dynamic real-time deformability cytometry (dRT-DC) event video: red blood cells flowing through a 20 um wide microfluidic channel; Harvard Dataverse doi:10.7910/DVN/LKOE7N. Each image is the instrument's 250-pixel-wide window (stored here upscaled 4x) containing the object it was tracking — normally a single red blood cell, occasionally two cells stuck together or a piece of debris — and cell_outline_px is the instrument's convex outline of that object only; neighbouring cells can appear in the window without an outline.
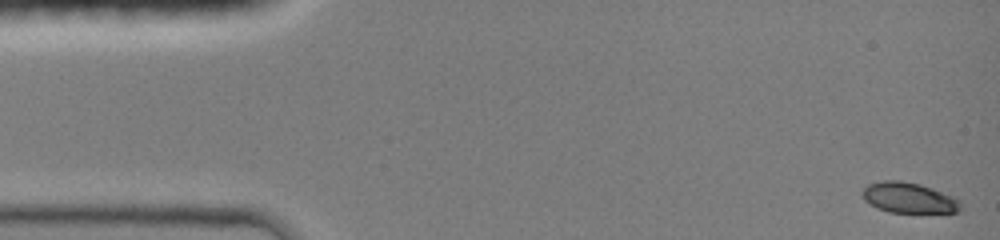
{"species": "common noctule bat (a hibernating species)", "species_latin": "Nyctalus noctula", "temperature_condition": "room temperature", "stored_images_in_passage": 45, "camera_frame_rate_fps": 3000, "um_per_image_px": 0.085, "animal": {"sex": "female", "body_mass_g": 19.0, "forearm_length_mm": 51.5}, "frame": {"image": 1, "passage_image": 1, "time_ms": 0.0, "image_size_px": [1000, 240], "cell_outline_px": [[960, 208], [956, 212], [888, 212], [876, 208], [864, 200], [864, 188], [868, 184], [884, 180], [896, 180], [916, 184], [940, 192], [960, 200]], "centroid_in_image_um": [77.2, 16.82], "position_along_channel_um": 7.8, "area_um2": 16.88}}
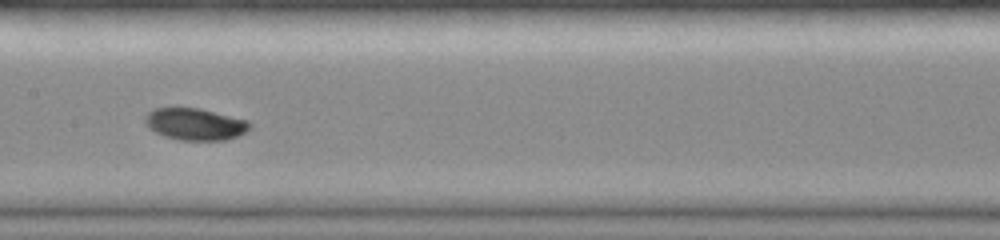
{"frame": {"image": 2, "passage_image": 23, "time_ms": 7.333, "image_size_px": [1000, 240], "cell_outline_px": [[252, 124], [244, 132], [236, 136], [224, 140], [180, 140], [164, 136], [148, 128], [144, 120], [144, 116], [152, 108], [196, 108], [248, 120]], "centroid_in_image_um": [16.53, 10.55], "position_along_channel_um": 190.9, "area_um2": 19.25}}
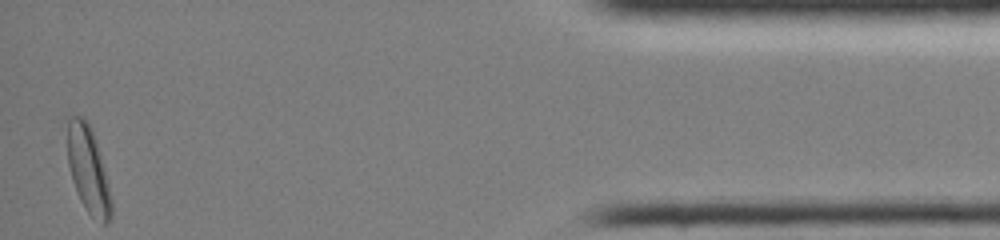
{"frame": {"image": 3, "passage_image": 45, "time_ms": 14.667, "image_size_px": [1000, 240], "cell_outline_px": [[112, 216], [108, 224], [104, 224], [92, 216], [88, 212], [80, 200], [72, 180], [68, 164], [68, 116], [84, 116], [88, 120], [92, 128], [96, 140], [108, 184], [112, 200]], "centroid_in_image_um": [7.51, 14.42], "position_along_channel_um": 427.7, "area_um2": 22.08}, "authors_computed_cell_mechanics": {"area_um2": 19.074, "velocity_mm_per_s": 4.1469, "shape_relaxation_time_tau1_ms": 2.4668, "shape_relaxation_time_tau2_ms": null, "deformation_change_tau1": 0.1142, "deformation_change_tau2": null}}